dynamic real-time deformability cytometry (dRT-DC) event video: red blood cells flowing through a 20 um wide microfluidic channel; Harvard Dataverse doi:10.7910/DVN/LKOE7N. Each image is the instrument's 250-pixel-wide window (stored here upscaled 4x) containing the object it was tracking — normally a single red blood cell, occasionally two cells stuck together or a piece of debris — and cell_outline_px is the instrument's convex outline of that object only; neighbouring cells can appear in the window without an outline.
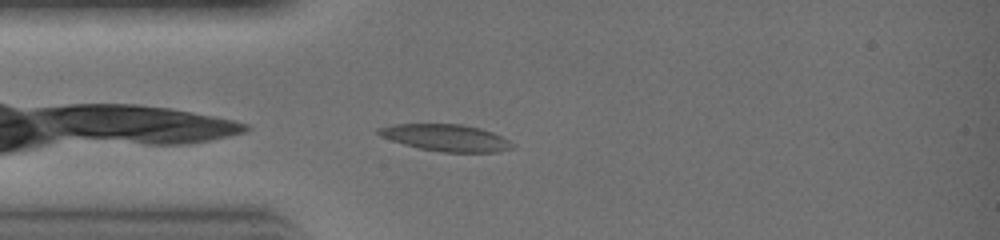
{"species": "common noctule bat (a hibernating species)", "species_latin": "Nyctalus noctula", "temperature_condition": "warm", "stored_images_in_passage": 23, "camera_frame_rate_fps": 3000, "um_per_image_px": 0.085, "animal": {"sex": "female", "body_mass_g": 19.0, "forearm_length_mm": 51.5}, "frame": {"image": 1, "passage_image": 2, "time_ms": 0.333, "image_size_px": [1000, 240], "cell_outline_px": [[516, 148], [496, 152], [440, 152], [420, 148], [404, 144], [380, 136], [376, 132], [376, 128], [392, 124], [460, 124], [480, 128], [492, 132], [508, 140]], "centroid_in_image_um": [37.89, 11.71], "position_along_channel_um": 47.1, "area_um2": 20.87}}
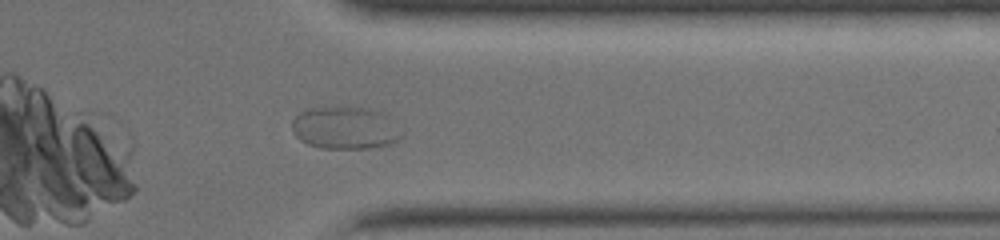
{"frame": {"image": 2, "passage_image": 19, "time_ms": 6.0, "image_size_px": [1000, 240], "cell_outline_px": [[404, 132], [396, 140], [388, 144], [368, 148], [320, 148], [308, 144], [300, 140], [292, 132], [292, 120], [300, 112], [312, 108], [344, 104], [368, 108], [384, 112]], "centroid_in_image_um": [29.33, 10.82], "position_along_channel_um": 382.1, "area_um2": 27.74}}
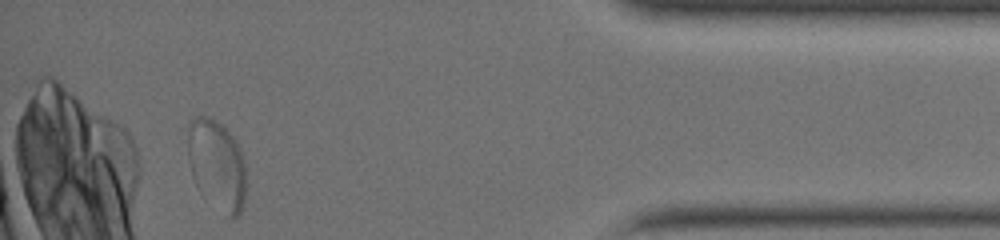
{"frame": {"image": 3, "passage_image": 23, "time_ms": 7.333, "image_size_px": [1000, 240], "cell_outline_px": [[244, 204], [240, 212], [232, 220], [228, 216], [188, 156], [188, 120], [196, 116], [208, 116], [224, 124], [236, 140], [244, 156]], "centroid_in_image_um": [18.54, 13.74], "position_along_channel_um": 416.7, "area_um2": 27.8}}